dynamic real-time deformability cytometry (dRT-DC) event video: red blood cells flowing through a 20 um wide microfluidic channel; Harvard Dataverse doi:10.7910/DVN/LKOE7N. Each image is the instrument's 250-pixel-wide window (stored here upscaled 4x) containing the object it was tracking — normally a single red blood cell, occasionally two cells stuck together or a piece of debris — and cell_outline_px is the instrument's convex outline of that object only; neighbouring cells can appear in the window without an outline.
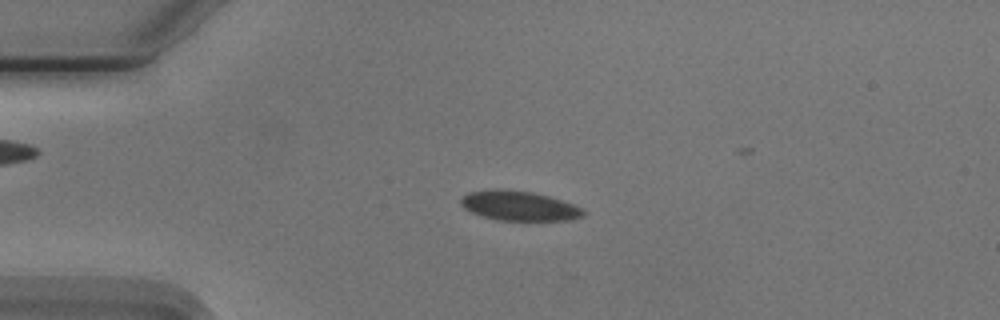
{"species": "Egyptian fruit bat (a non-hibernating species)", "species_latin": "Rousettus aegyptiacus", "temperature_condition": "cold", "stored_images_in_passage": 46, "camera_frame_rate_fps": 3000, "um_per_image_px": 0.085, "animal": {"sex": "male"}, "frame": {"image": 1, "passage_image": 12, "time_ms": 3.667, "image_size_px": [1000, 320], "cell_outline_px": [[584, 216], [572, 220], [496, 220], [480, 216], [464, 208], [460, 204], [460, 200], [468, 192], [496, 188], [532, 192], [548, 196], [572, 204], [580, 208], [584, 212]], "centroid_in_image_um": [44.08, 17.49], "position_along_channel_um": 40.9, "area_um2": 21.1}}
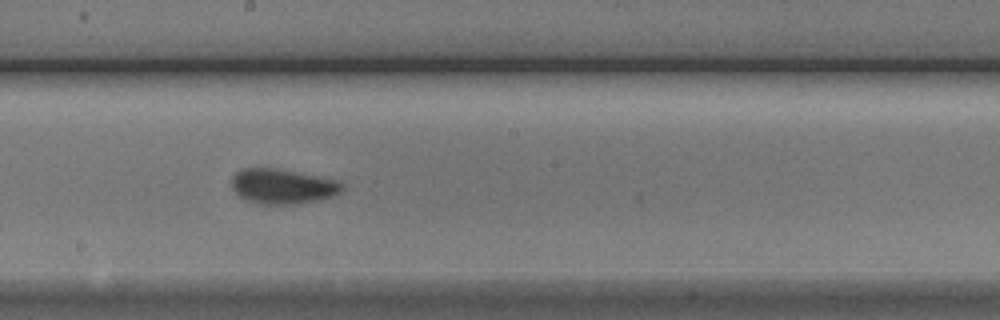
{"frame": {"image": 2, "passage_image": 29, "time_ms": 9.333, "image_size_px": [1000, 320], "cell_outline_px": [[344, 188], [340, 192], [332, 196], [316, 200], [292, 204], [256, 204], [240, 196], [232, 188], [232, 176], [236, 172], [244, 168], [276, 168], [340, 180], [344, 184]], "centroid_in_image_um": [24.03, 15.83], "position_along_channel_um": 224.2, "area_um2": 22.48}}
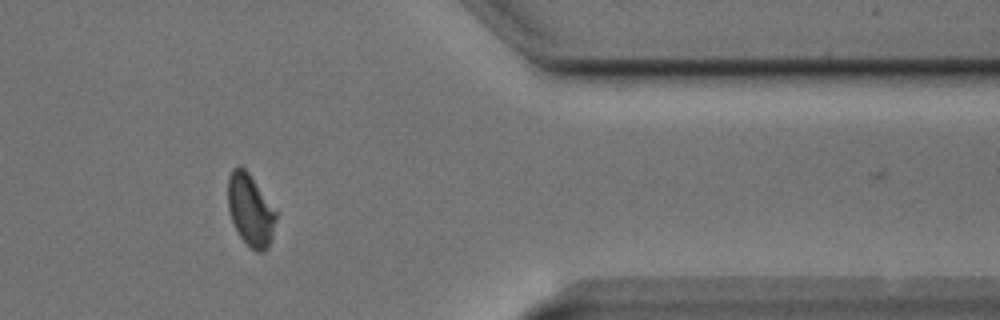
{"frame": {"image": 3, "passage_image": 44, "time_ms": 14.333, "image_size_px": [1000, 320], "cell_outline_px": [[276, 220], [272, 236], [268, 248], [264, 252], [256, 252], [248, 248], [240, 236], [232, 220], [228, 208], [228, 176], [232, 168], [240, 164], [248, 172], [276, 212]], "centroid_in_image_um": [21.27, 17.88], "position_along_channel_um": 390.1, "area_um2": 20.06}}